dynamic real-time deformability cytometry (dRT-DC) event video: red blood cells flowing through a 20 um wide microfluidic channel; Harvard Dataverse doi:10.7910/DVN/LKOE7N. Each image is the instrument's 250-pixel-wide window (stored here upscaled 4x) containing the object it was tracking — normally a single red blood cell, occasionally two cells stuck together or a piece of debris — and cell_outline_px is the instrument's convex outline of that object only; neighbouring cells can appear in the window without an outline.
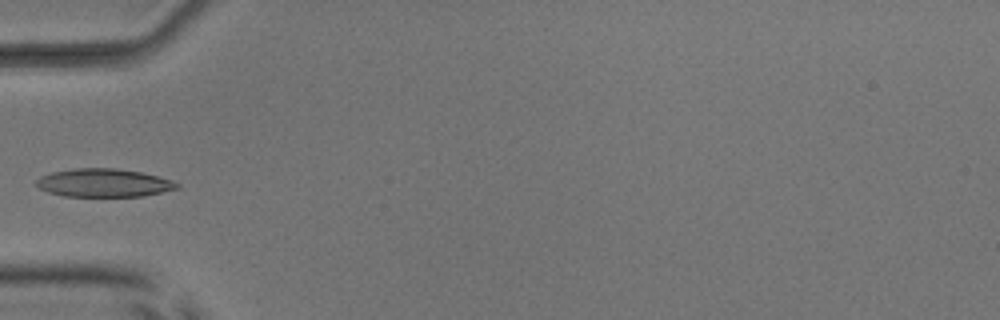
{"species": "common noctule bat (a hibernating species)", "species_latin": "Nyctalus noctula", "temperature_condition": "room temperature", "stored_images_in_passage": 36, "camera_frame_rate_fps": 3000, "um_per_image_px": 0.085, "animal": {"sex": "male", "body_mass_g": 17.9, "forearm_length_mm": 54.2}, "frame": {"image": 1, "passage_image": 1, "time_ms": 0.0, "image_size_px": [1000, 320], "cell_outline_px": [[180, 188], [144, 196], [64, 196], [48, 192], [40, 188], [36, 184], [36, 180], [40, 176], [52, 172], [72, 168], [116, 168], [140, 172], [172, 180], [180, 184]], "centroid_in_image_um": [8.82, 15.54], "position_along_channel_um": 76.2, "area_um2": 23.12}}
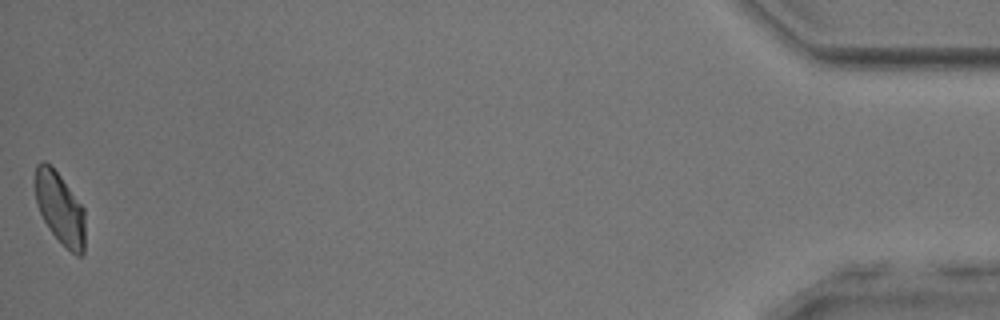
{"frame": {"image": 2, "passage_image": 36, "time_ms": 11.667, "image_size_px": [1000, 320], "cell_outline_px": [[84, 252], [80, 256], [76, 256], [48, 228], [36, 204], [36, 164], [40, 160], [44, 160], [60, 176], [84, 208]], "centroid_in_image_um": [5.1, 17.7], "position_along_channel_um": 430.1, "area_um2": 20.4}}